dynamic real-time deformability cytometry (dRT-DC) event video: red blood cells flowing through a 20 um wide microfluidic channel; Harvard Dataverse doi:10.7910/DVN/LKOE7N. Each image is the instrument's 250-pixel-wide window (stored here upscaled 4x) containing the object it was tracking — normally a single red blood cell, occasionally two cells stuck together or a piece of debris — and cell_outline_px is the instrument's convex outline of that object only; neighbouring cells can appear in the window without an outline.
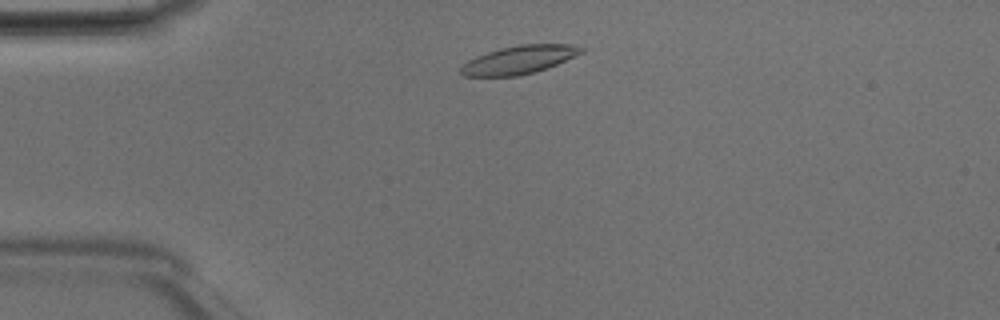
{"species": "Egyptian fruit bat (a non-hibernating species)", "species_latin": "Rousettus aegyptiacus", "temperature_condition": "room temperature", "stored_images_in_passage": 41, "camera_frame_rate_fps": 3000, "um_per_image_px": 0.085, "animal": {"sex": "male"}, "frame": {"image": 1, "passage_image": 4, "time_ms": 1.0, "image_size_px": [1000, 320], "cell_outline_px": [[584, 52], [548, 68], [536, 72], [516, 76], [464, 76], [460, 72], [460, 68], [468, 60], [476, 56], [500, 48], [520, 44], [572, 44], [584, 48]], "centroid_in_image_um": [44.14, 5.08], "position_along_channel_um": 40.9, "area_um2": 19.83}}
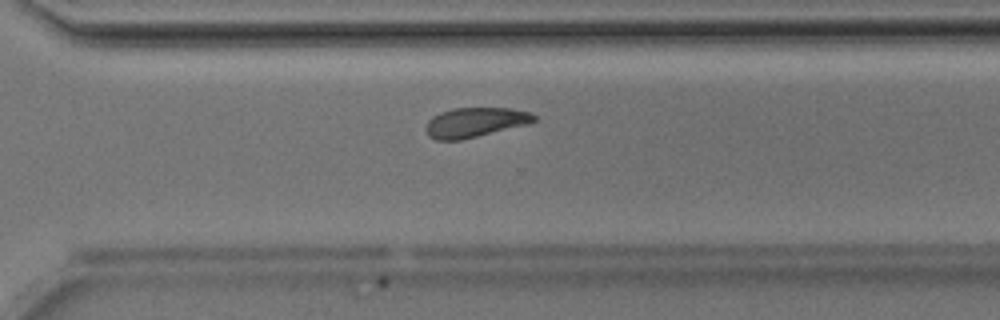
{"frame": {"image": 2, "passage_image": 27, "time_ms": 8.667, "image_size_px": [1000, 320], "cell_outline_px": [[536, 120], [528, 124], [460, 140], [436, 140], [428, 136], [424, 128], [428, 120], [432, 116], [440, 112], [452, 108], [512, 108], [532, 112], [536, 116]], "centroid_in_image_um": [40.36, 10.39], "position_along_channel_um": 330.2, "area_um2": 18.84}}
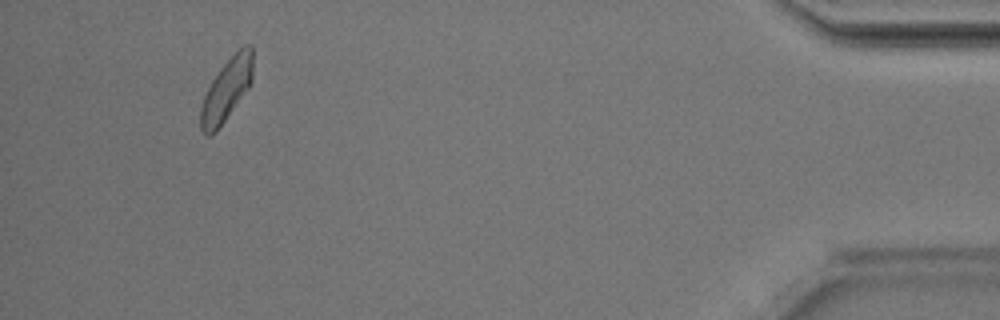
{"frame": {"image": 3, "passage_image": 38, "time_ms": 12.333, "image_size_px": [1000, 320], "cell_outline_px": [[252, 80], [248, 88], [216, 132], [208, 136], [204, 136], [200, 128], [200, 108], [204, 96], [212, 80], [220, 68], [244, 44], [252, 44]], "centroid_in_image_um": [19.23, 7.66], "position_along_channel_um": 416.0, "area_um2": 18.79}, "authors_computed_cell_mechanics": {"area_um2": 19.3052, "velocity_mm_per_s": 4.1617, "shape_relaxation_time_tau1_ms": 2.3855, "shape_relaxation_time_tau2_ms": 5.2429, "deformation_change_tau1": 0.1109, "deformation_change_tau2": 0.1254}}